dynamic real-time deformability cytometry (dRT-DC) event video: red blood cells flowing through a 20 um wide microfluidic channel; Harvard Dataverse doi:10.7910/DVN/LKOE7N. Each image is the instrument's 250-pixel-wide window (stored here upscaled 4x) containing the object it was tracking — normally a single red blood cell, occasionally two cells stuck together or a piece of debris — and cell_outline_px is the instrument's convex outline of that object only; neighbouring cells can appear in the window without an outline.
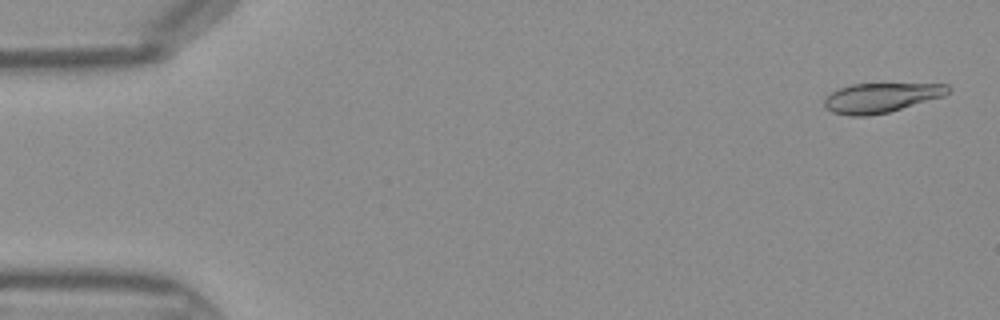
{"species": "Egyptian fruit bat (a non-hibernating species)", "species_latin": "Rousettus aegyptiacus", "temperature_condition": "warm", "stored_images_in_passage": 45, "camera_frame_rate_fps": 3000, "um_per_image_px": 0.085, "frame": {"image": 1, "passage_image": 2, "time_ms": 0.333, "image_size_px": [1000, 320], "cell_outline_px": [[952, 88], [944, 96], [888, 112], [868, 116], [848, 116], [832, 112], [824, 104], [824, 96], [840, 88], [852, 84], [948, 84]], "centroid_in_image_um": [74.88, 8.31], "position_along_channel_um": 10.1, "area_um2": 21.21}}
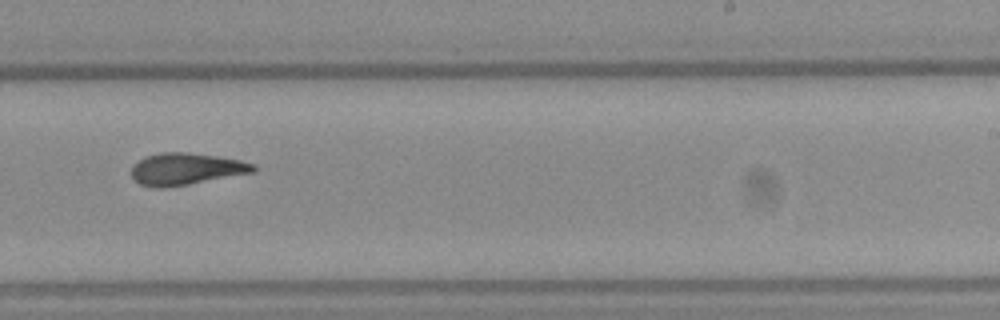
{"frame": {"image": 2, "passage_image": 28, "time_ms": 9.0, "image_size_px": [1000, 320], "cell_outline_px": [[256, 172], [188, 184], [164, 188], [156, 188], [140, 184], [132, 176], [132, 164], [144, 156], [160, 152], [188, 152], [216, 156], [240, 160], [256, 164]], "centroid_in_image_um": [15.81, 14.35], "position_along_channel_um": 273.2, "area_um2": 22.77}}
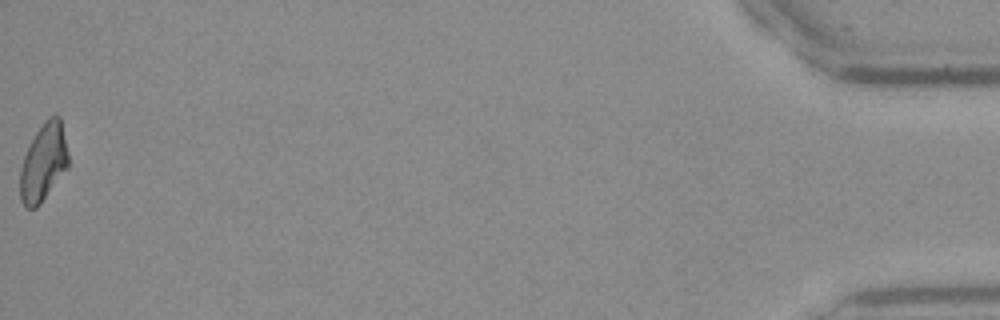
{"frame": {"image": 3, "passage_image": 45, "time_ms": 14.667, "image_size_px": [1000, 320], "cell_outline_px": [[68, 168], [40, 204], [36, 208], [28, 208], [20, 200], [20, 168], [28, 144], [44, 120], [48, 116], [56, 112], [60, 116], [68, 152]], "centroid_in_image_um": [3.7, 13.76], "position_along_channel_um": 431.5, "area_um2": 22.08}}